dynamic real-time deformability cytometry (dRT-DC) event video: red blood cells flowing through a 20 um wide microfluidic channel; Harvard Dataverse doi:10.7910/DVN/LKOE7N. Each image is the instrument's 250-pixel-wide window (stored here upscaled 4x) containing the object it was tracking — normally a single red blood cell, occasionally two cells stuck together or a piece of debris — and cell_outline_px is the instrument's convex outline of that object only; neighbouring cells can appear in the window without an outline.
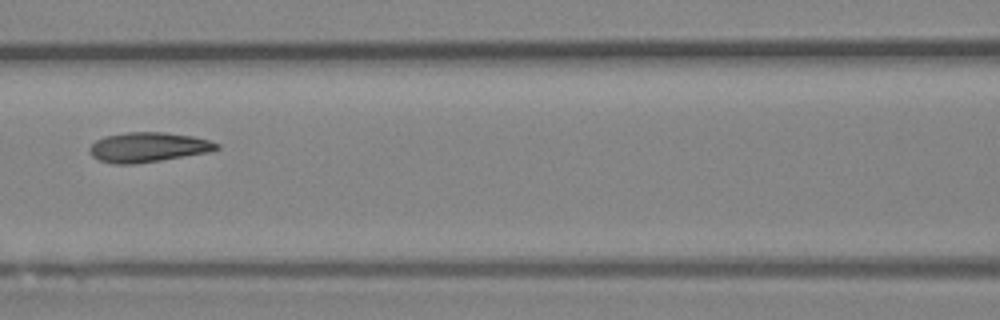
{"species": "Egyptian fruit bat (a non-hibernating species)", "species_latin": "Rousettus aegyptiacus", "temperature_condition": "room temperature", "stored_images_in_passage": 7, "camera_frame_rate_fps": 3000, "um_per_image_px": 0.085, "animal": {"sex": "female"}, "frame": {"image": 1, "passage_image": 7, "time_ms": 2.0, "image_size_px": [1000, 320], "cell_outline_px": [[220, 148], [208, 152], [136, 164], [112, 164], [100, 160], [92, 156], [88, 152], [88, 148], [96, 140], [104, 136], [128, 132], [164, 132], [192, 136], [208, 140], [220, 144]], "centroid_in_image_um": [12.55, 12.51], "position_along_channel_um": 154.0, "area_um2": 22.02}}